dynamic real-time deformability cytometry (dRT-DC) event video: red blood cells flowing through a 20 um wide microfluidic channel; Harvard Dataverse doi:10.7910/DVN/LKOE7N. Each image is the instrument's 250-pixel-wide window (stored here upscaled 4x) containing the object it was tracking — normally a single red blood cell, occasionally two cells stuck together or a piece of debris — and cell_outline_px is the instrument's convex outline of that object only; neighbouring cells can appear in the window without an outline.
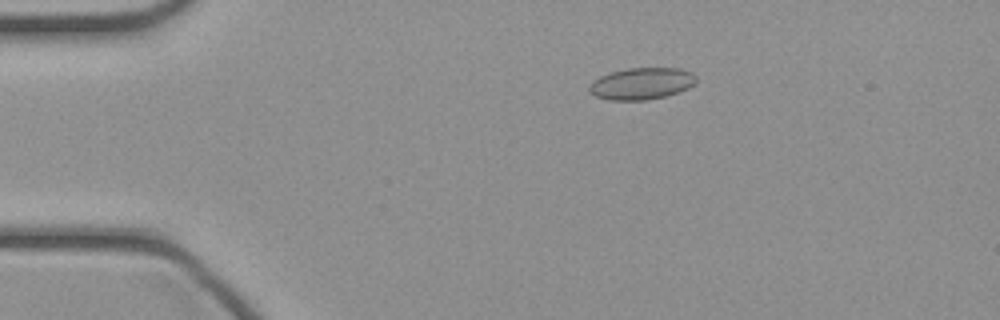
{"species": "common noctule bat (a hibernating species)", "species_latin": "Nyctalus noctula", "temperature_condition": "cold", "stored_images_in_passage": 46, "camera_frame_rate_fps": 3000, "um_per_image_px": 0.085, "animal": {"sex": "female", "body_mass_g": 21.9}, "frame": {"image": 1, "passage_image": 9, "time_ms": 2.667, "image_size_px": [1000, 320], "cell_outline_px": [[696, 80], [688, 88], [664, 96], [648, 100], [608, 100], [596, 96], [588, 92], [588, 84], [592, 80], [600, 76], [612, 72], [628, 68], [680, 68], [692, 72], [696, 76]], "centroid_in_image_um": [54.48, 7.1], "position_along_channel_um": 30.5, "area_um2": 19.83}}
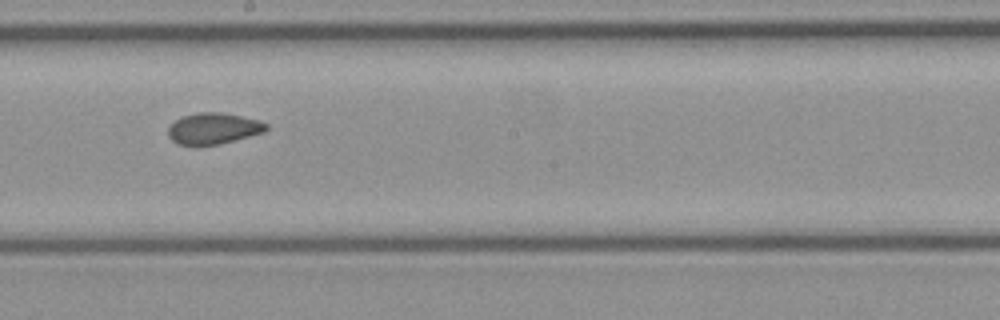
{"frame": {"image": 2, "passage_image": 26, "time_ms": 8.333, "image_size_px": [1000, 320], "cell_outline_px": [[268, 128], [264, 132], [220, 144], [196, 148], [180, 144], [172, 140], [168, 136], [168, 128], [176, 120], [184, 116], [200, 112], [220, 112], [260, 120], [268, 124]], "centroid_in_image_um": [18.13, 10.95], "position_along_channel_um": 230.1, "area_um2": 18.09}}
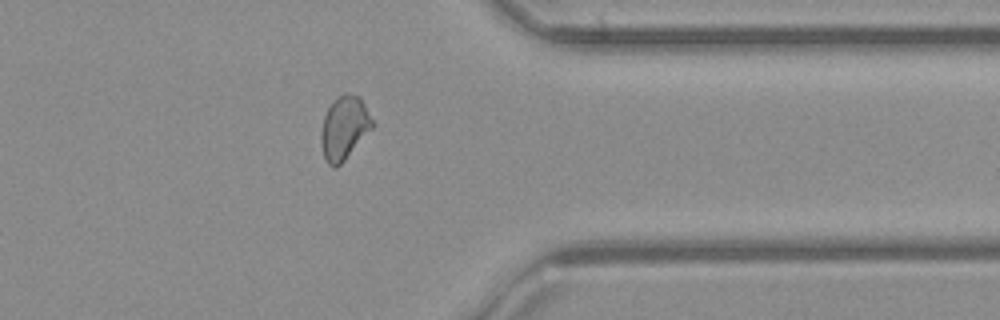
{"frame": {"image": 3, "passage_image": 37, "time_ms": 12.0, "image_size_px": [1000, 320], "cell_outline_px": [[372, 128], [344, 160], [336, 168], [332, 168], [324, 160], [320, 144], [320, 132], [324, 116], [332, 100], [344, 92], [348, 92], [360, 96], [372, 120]], "centroid_in_image_um": [29.21, 10.86], "position_along_channel_um": 382.2, "area_um2": 19.02}}